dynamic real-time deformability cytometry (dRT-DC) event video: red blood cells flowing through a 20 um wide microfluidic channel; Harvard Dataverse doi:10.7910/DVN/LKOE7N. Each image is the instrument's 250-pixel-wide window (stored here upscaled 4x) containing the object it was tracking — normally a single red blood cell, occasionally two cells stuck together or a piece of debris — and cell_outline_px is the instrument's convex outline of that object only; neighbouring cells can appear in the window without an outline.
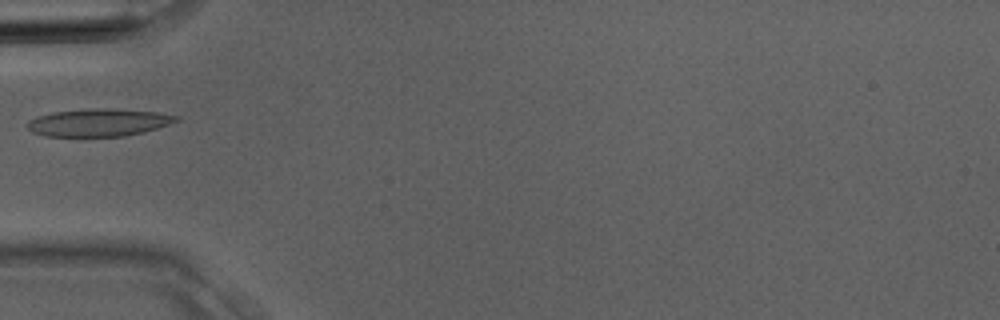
{"species": "Egyptian fruit bat (a non-hibernating species)", "species_latin": "Rousettus aegyptiacus", "temperature_condition": "room temperature", "stored_images_in_passage": 3, "camera_frame_rate_fps": 3000, "um_per_image_px": 0.085, "animal": {"sex": "male"}, "frame": {"image": 1, "passage_image": 3, "time_ms": 0.667, "image_size_px": [1000, 320], "cell_outline_px": [[180, 120], [156, 128], [128, 136], [84, 140], [44, 136], [32, 132], [28, 128], [28, 120], [36, 116], [52, 112], [88, 108], [96, 108], [156, 112], [180, 116]], "centroid_in_image_um": [8.3, 10.47], "position_along_channel_um": 76.7, "area_um2": 25.03}}